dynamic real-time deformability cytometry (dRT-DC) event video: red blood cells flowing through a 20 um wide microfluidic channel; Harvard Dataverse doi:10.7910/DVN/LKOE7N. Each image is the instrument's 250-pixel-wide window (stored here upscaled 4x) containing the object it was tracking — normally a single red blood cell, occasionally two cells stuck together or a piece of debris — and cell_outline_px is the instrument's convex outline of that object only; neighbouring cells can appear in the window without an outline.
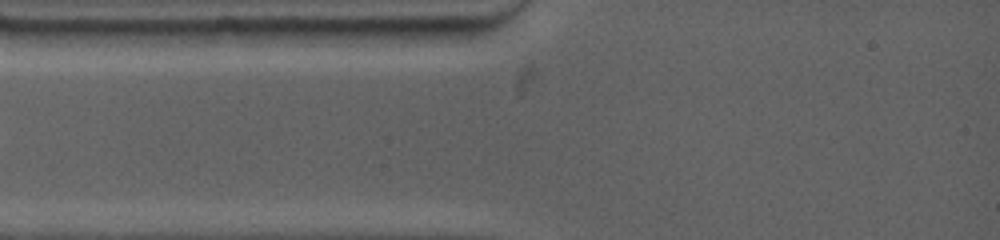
{"species": "common noctule bat (a hibernating species)", "species_latin": "Nyctalus noctula", "temperature_condition": "warm", "stored_images_in_passage": 5, "segment_of_instrument_passage": [2, 2], "camera_frame_rate_fps": 4500, "um_per_image_px": 0.085, "animal": {"sex": "female", "body_mass_g": 19.0, "forearm_length_mm": 53.3}, "frame": {"image": 1, "passage_image": 5, "time_ms": 2.667, "image_size_px": [1000, 240], "cell_outline_px": [[476, 36], [468, 44], [384, 44], [364, 28], [472, 28], [476, 32]], "centroid_in_image_um": [36.01, 3.03], "position_along_channel_um": 49.0, "area_um2": 11.5}}